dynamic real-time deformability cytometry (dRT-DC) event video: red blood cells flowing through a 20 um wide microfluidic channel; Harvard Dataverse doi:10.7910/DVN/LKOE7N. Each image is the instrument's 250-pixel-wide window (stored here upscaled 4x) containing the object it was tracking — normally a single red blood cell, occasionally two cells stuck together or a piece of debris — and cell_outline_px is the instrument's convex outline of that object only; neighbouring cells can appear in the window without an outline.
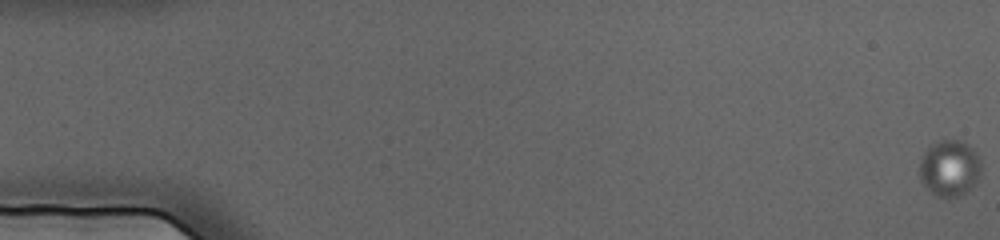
{"species": "human", "species_latin": "Homo sapiens", "temperature_condition": "cold", "stored_images_in_passage": 25, "segment_of_instrument_passage": [1, 2], "camera_frame_rate_fps": 3000, "um_per_image_px": 0.085, "donor": {"sex": "female"}, "frame": {"image": 1, "passage_image": 1, "time_ms": 0.0, "image_size_px": [1000, 240], "cell_outline_px": [[980, 176], [976, 184], [972, 188], [960, 196], [936, 196], [924, 188], [920, 180], [920, 156], [928, 144], [940, 140], [964, 140], [980, 156]], "centroid_in_image_um": [80.7, 14.27], "position_along_channel_um": 4.3, "area_um2": 20.81}}